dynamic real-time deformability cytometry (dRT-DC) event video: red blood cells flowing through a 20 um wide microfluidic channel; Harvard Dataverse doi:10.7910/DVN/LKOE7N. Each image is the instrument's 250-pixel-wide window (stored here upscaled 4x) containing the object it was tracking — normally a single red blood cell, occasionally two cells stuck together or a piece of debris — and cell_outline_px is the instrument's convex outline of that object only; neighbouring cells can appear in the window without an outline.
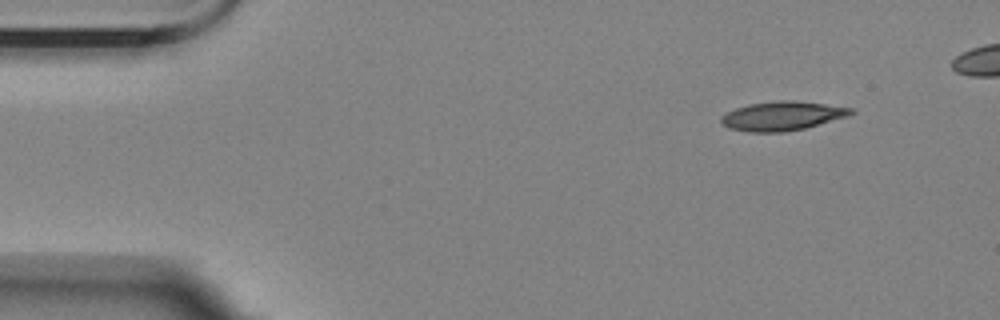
{"species": "Egyptian fruit bat (a non-hibernating species)", "species_latin": "Rousettus aegyptiacus", "temperature_condition": "room temperature", "stored_images_in_passage": 4, "camera_frame_rate_fps": 3000, "um_per_image_px": 0.085, "animal": {"sex": "female"}, "frame": {"image": 1, "passage_image": 1, "time_ms": 0.0, "image_size_px": [1000, 320], "cell_outline_px": [[856, 112], [848, 116], [804, 128], [784, 132], [748, 132], [728, 128], [720, 120], [720, 116], [736, 108], [748, 104], [776, 100], [792, 100], [856, 108]], "centroid_in_image_um": [66.5, 9.85], "position_along_channel_um": 18.5, "area_um2": 22.02}}
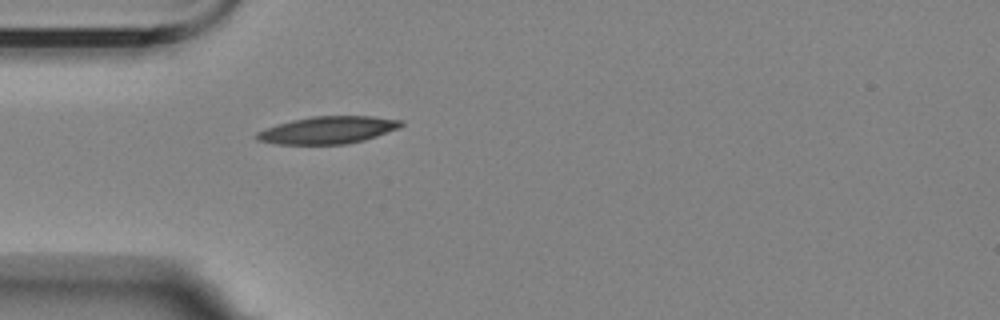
{"frame": {"image": 2, "passage_image": 4, "time_ms": 6.667, "image_size_px": [1000, 320], "cell_outline_px": [[404, 124], [400, 128], [364, 140], [344, 144], [276, 144], [256, 140], [256, 132], [276, 124], [292, 120], [312, 116], [372, 116], [404, 120]], "centroid_in_image_um": [27.88, 11.05], "position_along_channel_um": 57.1, "area_um2": 23.06}}